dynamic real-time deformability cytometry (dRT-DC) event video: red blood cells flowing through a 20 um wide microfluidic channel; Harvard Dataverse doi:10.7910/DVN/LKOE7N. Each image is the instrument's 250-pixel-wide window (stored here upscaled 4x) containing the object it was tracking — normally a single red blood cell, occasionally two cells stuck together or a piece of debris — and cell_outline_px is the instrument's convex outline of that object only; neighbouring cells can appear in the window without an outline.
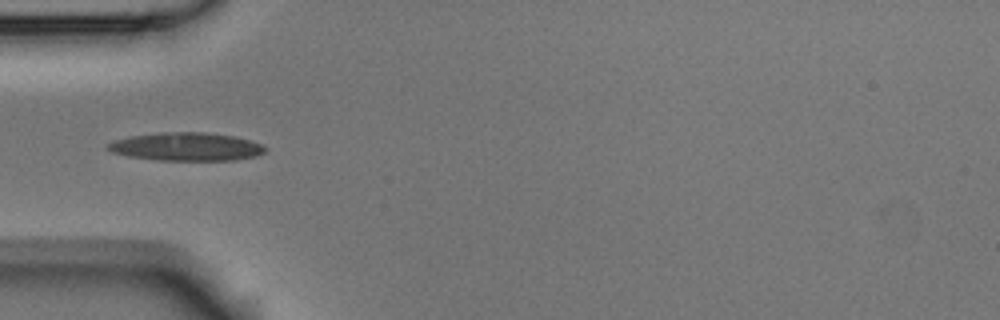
{"species": "Egyptian fruit bat (a non-hibernating species)", "species_latin": "Rousettus aegyptiacus", "temperature_condition": "room temperature", "stored_images_in_passage": 32, "camera_frame_rate_fps": 3000, "um_per_image_px": 0.085, "animal": {"sex": "male"}, "frame": {"image": 1, "passage_image": 5, "time_ms": 1.333, "image_size_px": [1000, 320], "cell_outline_px": [[268, 148], [264, 152], [256, 156], [236, 160], [160, 160], [128, 156], [112, 152], [104, 148], [104, 144], [116, 140], [132, 136], [160, 132], [204, 132], [236, 136], [264, 144]], "centroid_in_image_um": [15.86, 12.46], "position_along_channel_um": 69.1, "area_um2": 26.07}, "authors_computed_cell_mechanics": {"area_um2": 19.7098, "velocity_mm_per_s": 3.8057, "shape_relaxation_time_tau1_ms": 1.4424, "shape_relaxation_time_tau2_ms": 1.6009, "deformation_change_tau1": 0.0642, "deformation_change_tau2": 0.0583}}